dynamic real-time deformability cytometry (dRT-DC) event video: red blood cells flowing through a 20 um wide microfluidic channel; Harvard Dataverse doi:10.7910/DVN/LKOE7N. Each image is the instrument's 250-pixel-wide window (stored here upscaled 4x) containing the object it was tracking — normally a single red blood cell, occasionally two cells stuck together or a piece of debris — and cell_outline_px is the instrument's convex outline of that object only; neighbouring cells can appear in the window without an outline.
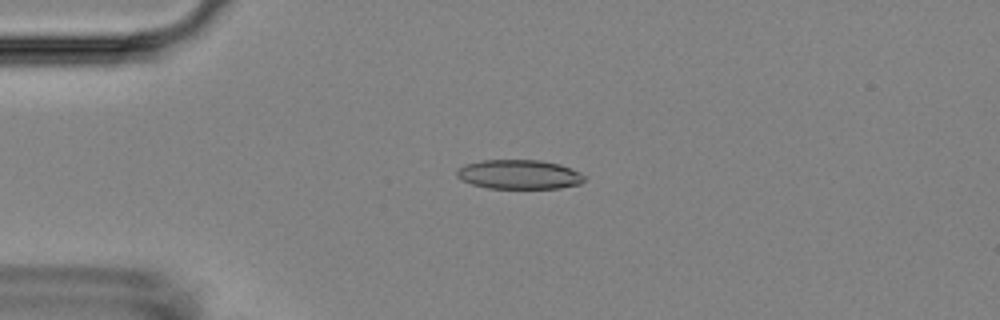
{"species": "Egyptian fruit bat (a non-hibernating species)", "species_latin": "Rousettus aegyptiacus", "temperature_condition": "room temperature", "stored_images_in_passage": 48, "camera_frame_rate_fps": 3000, "um_per_image_px": 0.085, "animal": {"sex": "female"}, "frame": {"image": 1, "passage_image": 6, "time_ms": 1.667, "image_size_px": [1000, 320], "cell_outline_px": [[584, 180], [580, 184], [560, 188], [488, 188], [472, 184], [460, 180], [456, 176], [456, 172], [464, 164], [480, 160], [540, 160], [560, 164], [580, 172], [584, 176]], "centroid_in_image_um": [44.1, 14.82], "position_along_channel_um": 40.9, "area_um2": 21.85}}
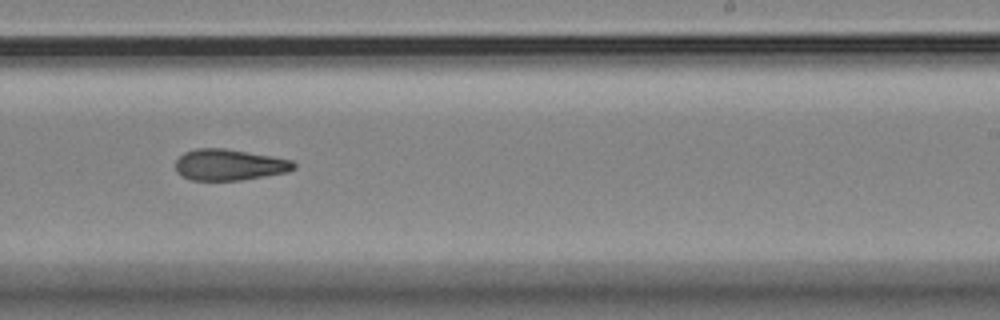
{"frame": {"image": 2, "passage_image": 27, "time_ms": 8.667, "image_size_px": [1000, 320], "cell_outline_px": [[296, 168], [288, 172], [240, 180], [192, 180], [180, 176], [176, 172], [176, 160], [184, 152], [196, 148], [224, 148], [292, 160], [296, 164]], "centroid_in_image_um": [19.46, 14.01], "position_along_channel_um": 269.5, "area_um2": 21.44}}
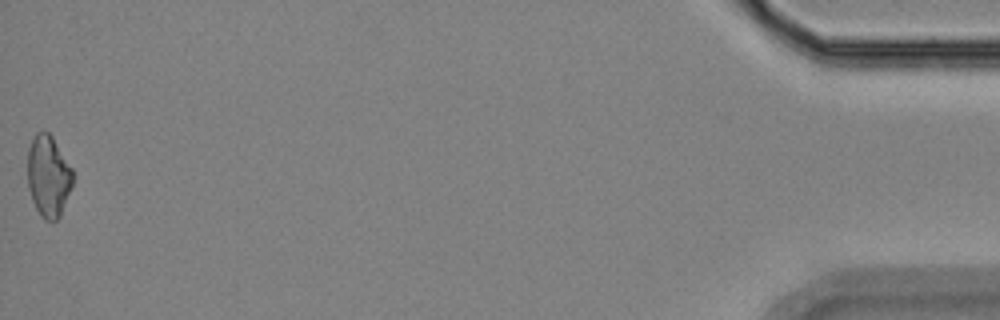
{"frame": {"image": 3, "passage_image": 48, "time_ms": 15.667, "image_size_px": [1000, 320], "cell_outline_px": [[72, 184], [60, 216], [56, 220], [44, 220], [40, 216], [32, 200], [28, 188], [28, 148], [36, 132], [48, 132], [52, 136], [72, 168]], "centroid_in_image_um": [4.1, 14.97], "position_along_channel_um": 431.1, "area_um2": 21.27}, "authors_computed_cell_mechanics": {"area_um2": 21.8195, "velocity_mm_per_s": 3.6285, "shape_relaxation_time_tau1_ms": null, "shape_relaxation_time_tau2_ms": 7.774, "deformation_change_tau1": null, "deformation_change_tau2": 0.1799}}